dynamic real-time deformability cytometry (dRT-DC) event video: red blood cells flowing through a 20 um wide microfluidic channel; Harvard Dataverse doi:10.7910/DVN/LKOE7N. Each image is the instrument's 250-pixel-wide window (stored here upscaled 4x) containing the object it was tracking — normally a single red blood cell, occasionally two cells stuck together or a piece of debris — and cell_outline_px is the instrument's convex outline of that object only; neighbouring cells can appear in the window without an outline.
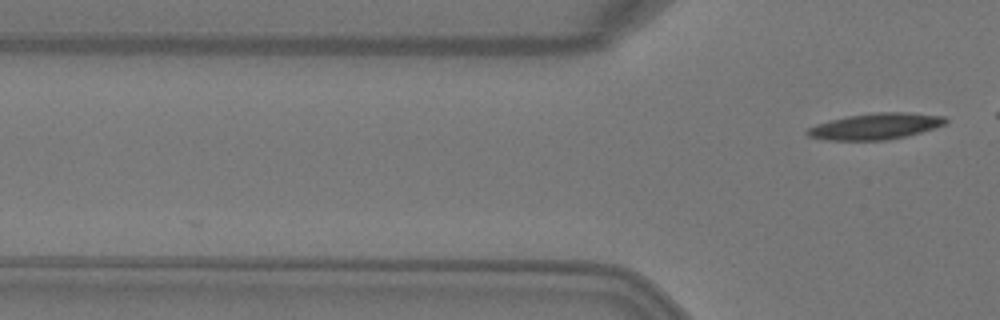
{"species": "Egyptian fruit bat (a non-hibernating species)", "species_latin": "Rousettus aegyptiacus", "temperature_condition": "warm", "stored_images_in_passage": 3, "camera_frame_rate_fps": 3000, "um_per_image_px": 0.085, "animal": {"sex": "female"}, "frame": {"image": 1, "passage_image": 3, "time_ms": 0.667, "image_size_px": [1000, 320], "cell_outline_px": [[948, 120], [944, 124], [920, 132], [904, 136], [884, 140], [824, 140], [808, 136], [804, 132], [808, 128], [816, 124], [828, 120], [848, 116], [876, 112], [904, 112], [944, 116]], "centroid_in_image_um": [74.35, 10.73], "position_along_channel_um": 51.5, "area_um2": 20.92}}